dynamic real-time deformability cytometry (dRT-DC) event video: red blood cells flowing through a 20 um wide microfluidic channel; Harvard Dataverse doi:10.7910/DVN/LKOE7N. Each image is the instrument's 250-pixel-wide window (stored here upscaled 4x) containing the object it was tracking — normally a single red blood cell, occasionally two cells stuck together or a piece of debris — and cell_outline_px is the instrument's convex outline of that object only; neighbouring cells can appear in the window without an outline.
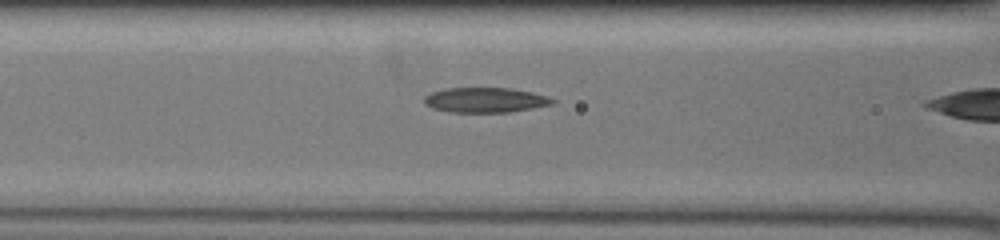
{"species": "common noctule bat (a hibernating species)", "species_latin": "Nyctalus noctula", "temperature_condition": "warm", "stored_images_in_passage": 10, "camera_frame_rate_fps": 3000, "um_per_image_px": 0.085, "animal": {"sex": "female", "body_mass_g": 19.5, "forearm_length_mm": 54.1}, "frame": {"image": 1, "passage_image": 9, "time_ms": 2.667, "image_size_px": [1000, 240], "cell_outline_px": [[556, 100], [552, 104], [532, 108], [508, 112], [448, 112], [432, 108], [424, 104], [424, 96], [432, 92], [448, 88], [512, 88], [532, 92], [548, 96]], "centroid_in_image_um": [41.24, 8.5], "position_along_channel_um": 125.4, "area_um2": 18.67}}